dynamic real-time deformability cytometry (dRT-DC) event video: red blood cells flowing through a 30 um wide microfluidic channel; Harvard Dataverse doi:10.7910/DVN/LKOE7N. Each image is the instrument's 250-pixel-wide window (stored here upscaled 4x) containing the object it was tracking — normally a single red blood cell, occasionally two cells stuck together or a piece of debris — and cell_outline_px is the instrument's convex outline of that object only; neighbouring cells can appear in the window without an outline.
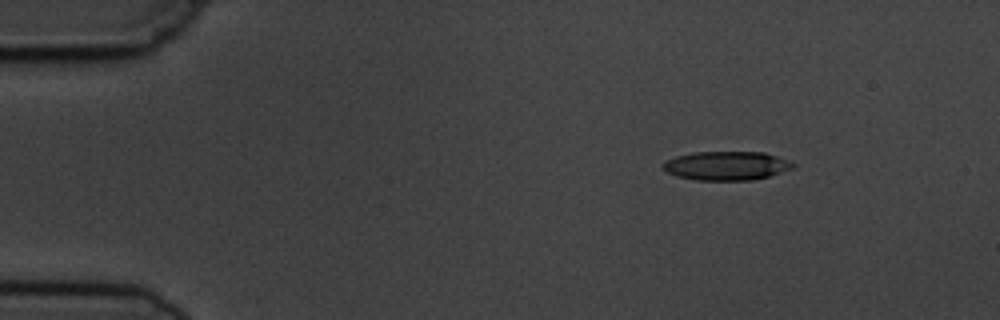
{"species": "common noctule bat (a hibernating species)", "species_latin": "Nyctalus noctula", "temperature_condition": "cold", "stored_images_in_passage": 3, "camera_frame_rate_fps": 3000, "um_per_image_px": 0.085, "animal": {"sex": "male", "body_mass_g": 19.5, "forearm_length_mm": 54.6}, "frame": {"image": 1, "passage_image": 1, "time_ms": 0.0, "image_size_px": [1000, 320], "cell_outline_px": [[796, 168], [768, 176], [752, 180], [696, 180], [676, 176], [660, 168], [660, 164], [676, 156], [692, 152], [764, 152], [776, 156], [796, 164]], "centroid_in_image_um": [61.73, 14.09], "position_along_channel_um": 23.3, "area_um2": 21.96}}